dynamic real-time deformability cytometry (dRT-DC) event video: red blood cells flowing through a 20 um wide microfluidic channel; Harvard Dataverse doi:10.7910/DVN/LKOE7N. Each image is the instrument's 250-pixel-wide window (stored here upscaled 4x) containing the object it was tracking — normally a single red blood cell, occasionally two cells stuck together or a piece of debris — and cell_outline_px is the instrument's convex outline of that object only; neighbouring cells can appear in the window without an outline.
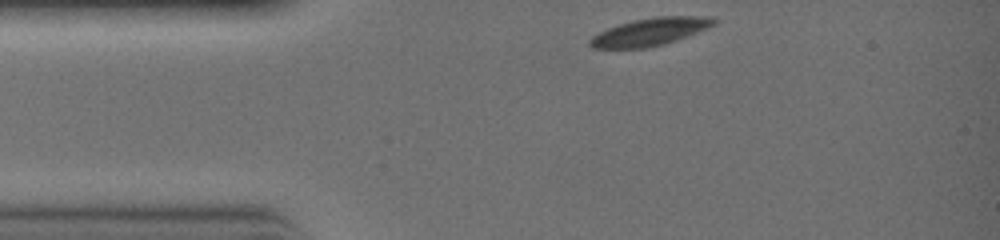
{"species": "common noctule bat (a hibernating species)", "species_latin": "Nyctalus noctula", "temperature_condition": "warm", "stored_images_in_passage": 20, "camera_frame_rate_fps": 3000, "um_per_image_px": 0.085, "animal": {"sex": "female", "body_mass_g": 19.0, "forearm_length_mm": 51.5}, "frame": {"image": 1, "passage_image": 1, "time_ms": 0.0, "image_size_px": [1000, 240], "cell_outline_px": [[720, 20], [716, 24], [708, 28], [688, 36], [664, 44], [644, 48], [592, 48], [588, 44], [588, 40], [592, 36], [608, 28], [632, 20], [656, 16], [716, 16]], "centroid_in_image_um": [55.32, 2.69], "position_along_channel_um": 29.7, "area_um2": 20.17}}
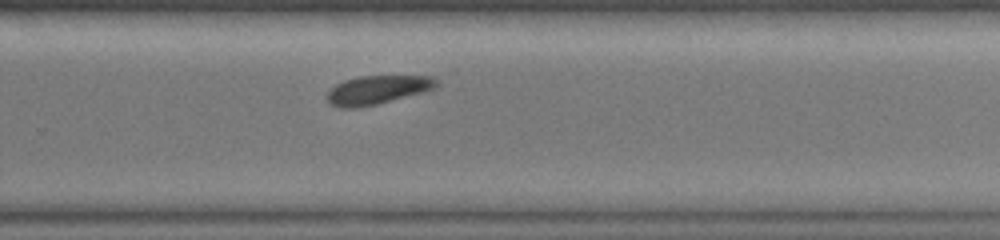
{"frame": {"image": 2, "passage_image": 14, "time_ms": 4.333, "image_size_px": [1000, 240], "cell_outline_px": [[440, 84], [436, 88], [428, 92], [360, 108], [340, 108], [332, 104], [324, 96], [336, 84], [344, 80], [360, 76], [432, 76], [440, 80]], "centroid_in_image_um": [32.16, 7.64], "position_along_channel_um": 297.6, "area_um2": 18.73}}
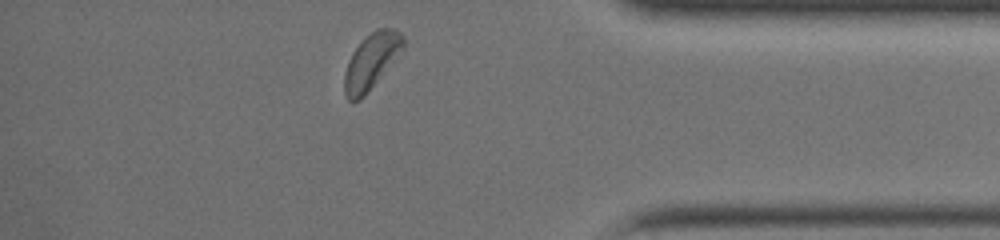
{"frame": {"image": 3, "passage_image": 20, "time_ms": 6.333, "image_size_px": [1000, 240], "cell_outline_px": [[404, 48], [364, 96], [360, 100], [348, 100], [344, 92], [344, 72], [348, 60], [352, 52], [376, 28], [392, 28], [400, 32], [404, 36]], "centroid_in_image_um": [31.56, 5.2], "position_along_channel_um": 403.6, "area_um2": 18.67}}